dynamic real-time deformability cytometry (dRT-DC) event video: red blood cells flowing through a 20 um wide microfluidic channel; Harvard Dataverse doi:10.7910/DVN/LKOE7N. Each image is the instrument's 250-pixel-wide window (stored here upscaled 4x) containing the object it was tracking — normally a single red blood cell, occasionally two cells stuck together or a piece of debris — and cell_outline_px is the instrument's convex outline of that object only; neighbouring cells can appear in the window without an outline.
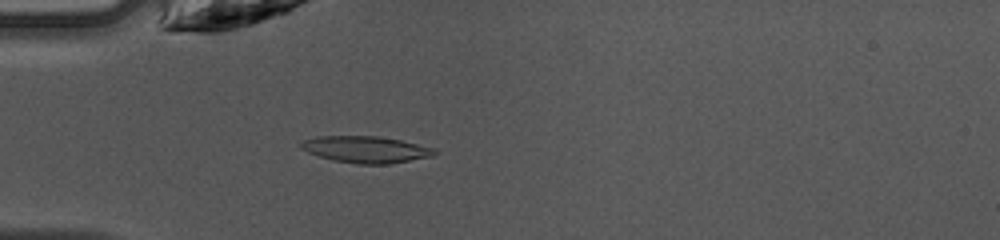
{"species": "common noctule bat (a hibernating species)", "species_latin": "Nyctalus noctula", "temperature_condition": "warm", "stored_images_in_passage": 47, "camera_frame_rate_fps": 3000, "um_per_image_px": 0.085, "animal": {"sex": "female", "body_mass_g": 10.0, "forearm_length_mm": 53.1}, "frame": {"image": 1, "passage_image": 14, "time_ms": 4.333, "image_size_px": [1000, 240], "cell_outline_px": [[440, 152], [432, 156], [388, 164], [356, 164], [332, 160], [308, 152], [300, 148], [300, 144], [304, 140], [316, 136], [376, 136], [400, 140], [436, 148]], "centroid_in_image_um": [31.12, 12.7], "position_along_channel_um": 53.9, "area_um2": 20.75}}
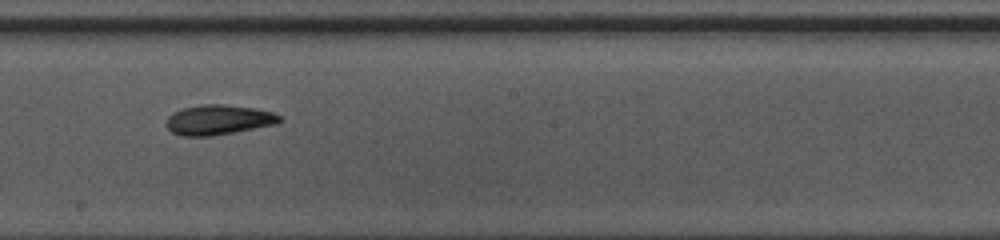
{"frame": {"image": 2, "passage_image": 27, "time_ms": 8.667, "image_size_px": [1000, 240], "cell_outline_px": [[284, 120], [276, 124], [212, 136], [180, 136], [172, 132], [164, 124], [168, 116], [172, 112], [184, 108], [200, 104], [224, 104], [256, 108], [272, 112], [280, 116]], "centroid_in_image_um": [18.55, 10.18], "position_along_channel_um": 229.7, "area_um2": 19.94}}
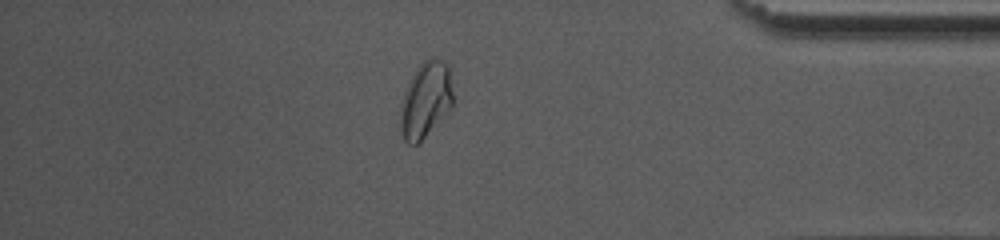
{"frame": {"image": 3, "passage_image": 41, "time_ms": 13.333, "image_size_px": [1000, 240], "cell_outline_px": [[452, 104], [440, 120], [416, 144], [408, 144], [404, 140], [400, 128], [400, 104], [404, 92], [416, 68], [424, 60], [432, 56], [444, 60], [448, 64], [452, 92]], "centroid_in_image_um": [36.15, 8.44], "position_along_channel_um": 399.0, "area_um2": 23.0}}